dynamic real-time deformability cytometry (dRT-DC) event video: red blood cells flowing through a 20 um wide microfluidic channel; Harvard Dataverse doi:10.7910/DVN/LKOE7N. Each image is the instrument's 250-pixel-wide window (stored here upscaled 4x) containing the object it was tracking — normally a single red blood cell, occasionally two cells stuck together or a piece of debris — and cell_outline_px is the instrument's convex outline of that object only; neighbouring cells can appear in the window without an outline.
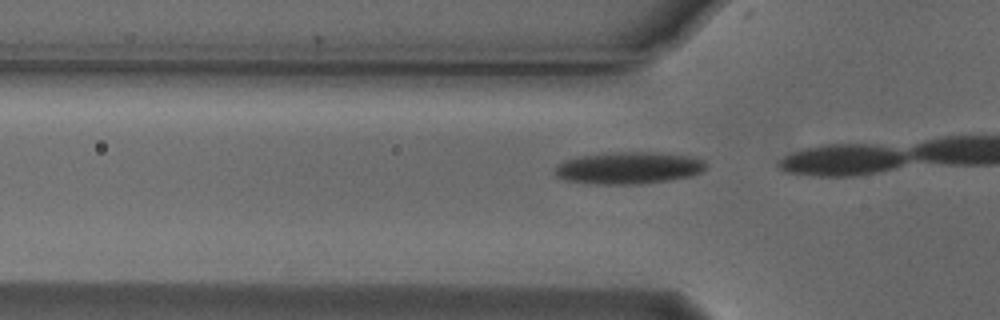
{"species": "Egyptian fruit bat (a non-hibernating species)", "species_latin": "Rousettus aegyptiacus", "temperature_condition": "cold", "stored_images_in_passage": 6, "camera_frame_rate_fps": 3000, "um_per_image_px": 0.085, "animal": {"sex": "male"}, "frame": {"image": 1, "passage_image": 4, "time_ms": 1.0, "image_size_px": [1000, 320], "cell_outline_px": [[708, 164], [700, 172], [688, 176], [672, 180], [640, 184], [596, 184], [564, 180], [556, 176], [552, 172], [556, 164], [564, 160], [580, 156], [616, 152], [660, 152], [692, 156], [704, 160]], "centroid_in_image_um": [53.41, 14.27], "position_along_channel_um": 72.4, "area_um2": 28.5}}